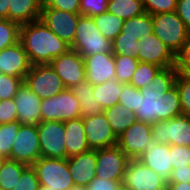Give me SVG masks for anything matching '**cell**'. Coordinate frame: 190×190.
Masks as SVG:
<instances>
[{
    "instance_id": "obj_33",
    "label": "cell",
    "mask_w": 190,
    "mask_h": 190,
    "mask_svg": "<svg viewBox=\"0 0 190 190\" xmlns=\"http://www.w3.org/2000/svg\"><path fill=\"white\" fill-rule=\"evenodd\" d=\"M21 123L16 120L8 124H0V157L8 158L11 154L13 141L18 133Z\"/></svg>"
},
{
    "instance_id": "obj_18",
    "label": "cell",
    "mask_w": 190,
    "mask_h": 190,
    "mask_svg": "<svg viewBox=\"0 0 190 190\" xmlns=\"http://www.w3.org/2000/svg\"><path fill=\"white\" fill-rule=\"evenodd\" d=\"M84 59L85 79L95 86L115 79V61L113 53H100Z\"/></svg>"
},
{
    "instance_id": "obj_36",
    "label": "cell",
    "mask_w": 190,
    "mask_h": 190,
    "mask_svg": "<svg viewBox=\"0 0 190 190\" xmlns=\"http://www.w3.org/2000/svg\"><path fill=\"white\" fill-rule=\"evenodd\" d=\"M139 96H142L139 89H136L131 84H124L119 98V104L135 114L139 108Z\"/></svg>"
},
{
    "instance_id": "obj_38",
    "label": "cell",
    "mask_w": 190,
    "mask_h": 190,
    "mask_svg": "<svg viewBox=\"0 0 190 190\" xmlns=\"http://www.w3.org/2000/svg\"><path fill=\"white\" fill-rule=\"evenodd\" d=\"M175 85L179 93L182 115H188L190 114V80L178 71Z\"/></svg>"
},
{
    "instance_id": "obj_5",
    "label": "cell",
    "mask_w": 190,
    "mask_h": 190,
    "mask_svg": "<svg viewBox=\"0 0 190 190\" xmlns=\"http://www.w3.org/2000/svg\"><path fill=\"white\" fill-rule=\"evenodd\" d=\"M152 19L154 27L153 34L175 56L190 35L186 25L176 12L152 15Z\"/></svg>"
},
{
    "instance_id": "obj_23",
    "label": "cell",
    "mask_w": 190,
    "mask_h": 190,
    "mask_svg": "<svg viewBox=\"0 0 190 190\" xmlns=\"http://www.w3.org/2000/svg\"><path fill=\"white\" fill-rule=\"evenodd\" d=\"M142 62L161 68L174 67L175 56L157 36L151 34L142 44Z\"/></svg>"
},
{
    "instance_id": "obj_41",
    "label": "cell",
    "mask_w": 190,
    "mask_h": 190,
    "mask_svg": "<svg viewBox=\"0 0 190 190\" xmlns=\"http://www.w3.org/2000/svg\"><path fill=\"white\" fill-rule=\"evenodd\" d=\"M170 153L173 169L190 166V147L170 145Z\"/></svg>"
},
{
    "instance_id": "obj_48",
    "label": "cell",
    "mask_w": 190,
    "mask_h": 190,
    "mask_svg": "<svg viewBox=\"0 0 190 190\" xmlns=\"http://www.w3.org/2000/svg\"><path fill=\"white\" fill-rule=\"evenodd\" d=\"M190 64V35L186 42L182 45L179 52L175 55V65Z\"/></svg>"
},
{
    "instance_id": "obj_7",
    "label": "cell",
    "mask_w": 190,
    "mask_h": 190,
    "mask_svg": "<svg viewBox=\"0 0 190 190\" xmlns=\"http://www.w3.org/2000/svg\"><path fill=\"white\" fill-rule=\"evenodd\" d=\"M41 121H67L81 118V107L72 90L66 88L52 98L42 100Z\"/></svg>"
},
{
    "instance_id": "obj_28",
    "label": "cell",
    "mask_w": 190,
    "mask_h": 190,
    "mask_svg": "<svg viewBox=\"0 0 190 190\" xmlns=\"http://www.w3.org/2000/svg\"><path fill=\"white\" fill-rule=\"evenodd\" d=\"M116 79H111L105 83L93 86V95L103 109L113 107L119 104V98L122 92L123 85Z\"/></svg>"
},
{
    "instance_id": "obj_9",
    "label": "cell",
    "mask_w": 190,
    "mask_h": 190,
    "mask_svg": "<svg viewBox=\"0 0 190 190\" xmlns=\"http://www.w3.org/2000/svg\"><path fill=\"white\" fill-rule=\"evenodd\" d=\"M151 126L153 142L190 147V123L187 115L157 121Z\"/></svg>"
},
{
    "instance_id": "obj_22",
    "label": "cell",
    "mask_w": 190,
    "mask_h": 190,
    "mask_svg": "<svg viewBox=\"0 0 190 190\" xmlns=\"http://www.w3.org/2000/svg\"><path fill=\"white\" fill-rule=\"evenodd\" d=\"M67 159L74 184L86 187L95 178L96 150L90 149Z\"/></svg>"
},
{
    "instance_id": "obj_2",
    "label": "cell",
    "mask_w": 190,
    "mask_h": 190,
    "mask_svg": "<svg viewBox=\"0 0 190 190\" xmlns=\"http://www.w3.org/2000/svg\"><path fill=\"white\" fill-rule=\"evenodd\" d=\"M31 65L49 64L71 47L56 36L41 19L20 25V39Z\"/></svg>"
},
{
    "instance_id": "obj_20",
    "label": "cell",
    "mask_w": 190,
    "mask_h": 190,
    "mask_svg": "<svg viewBox=\"0 0 190 190\" xmlns=\"http://www.w3.org/2000/svg\"><path fill=\"white\" fill-rule=\"evenodd\" d=\"M31 64L22 43L0 50V73L9 77H18L23 81L29 72Z\"/></svg>"
},
{
    "instance_id": "obj_47",
    "label": "cell",
    "mask_w": 190,
    "mask_h": 190,
    "mask_svg": "<svg viewBox=\"0 0 190 190\" xmlns=\"http://www.w3.org/2000/svg\"><path fill=\"white\" fill-rule=\"evenodd\" d=\"M167 183H190V166L174 168Z\"/></svg>"
},
{
    "instance_id": "obj_8",
    "label": "cell",
    "mask_w": 190,
    "mask_h": 190,
    "mask_svg": "<svg viewBox=\"0 0 190 190\" xmlns=\"http://www.w3.org/2000/svg\"><path fill=\"white\" fill-rule=\"evenodd\" d=\"M41 100L52 98L66 89L50 64L31 65L23 81Z\"/></svg>"
},
{
    "instance_id": "obj_6",
    "label": "cell",
    "mask_w": 190,
    "mask_h": 190,
    "mask_svg": "<svg viewBox=\"0 0 190 190\" xmlns=\"http://www.w3.org/2000/svg\"><path fill=\"white\" fill-rule=\"evenodd\" d=\"M40 185L53 190H69L74 184L67 158L40 157L33 163Z\"/></svg>"
},
{
    "instance_id": "obj_37",
    "label": "cell",
    "mask_w": 190,
    "mask_h": 190,
    "mask_svg": "<svg viewBox=\"0 0 190 190\" xmlns=\"http://www.w3.org/2000/svg\"><path fill=\"white\" fill-rule=\"evenodd\" d=\"M22 83L21 78L0 74V101L13 99Z\"/></svg>"
},
{
    "instance_id": "obj_50",
    "label": "cell",
    "mask_w": 190,
    "mask_h": 190,
    "mask_svg": "<svg viewBox=\"0 0 190 190\" xmlns=\"http://www.w3.org/2000/svg\"><path fill=\"white\" fill-rule=\"evenodd\" d=\"M9 0H0V19H8Z\"/></svg>"
},
{
    "instance_id": "obj_42",
    "label": "cell",
    "mask_w": 190,
    "mask_h": 190,
    "mask_svg": "<svg viewBox=\"0 0 190 190\" xmlns=\"http://www.w3.org/2000/svg\"><path fill=\"white\" fill-rule=\"evenodd\" d=\"M108 0H80V14L93 17L107 11Z\"/></svg>"
},
{
    "instance_id": "obj_12",
    "label": "cell",
    "mask_w": 190,
    "mask_h": 190,
    "mask_svg": "<svg viewBox=\"0 0 190 190\" xmlns=\"http://www.w3.org/2000/svg\"><path fill=\"white\" fill-rule=\"evenodd\" d=\"M152 144L151 124L138 120L118 137L117 142L129 159H138Z\"/></svg>"
},
{
    "instance_id": "obj_49",
    "label": "cell",
    "mask_w": 190,
    "mask_h": 190,
    "mask_svg": "<svg viewBox=\"0 0 190 190\" xmlns=\"http://www.w3.org/2000/svg\"><path fill=\"white\" fill-rule=\"evenodd\" d=\"M166 190H190V183H167Z\"/></svg>"
},
{
    "instance_id": "obj_46",
    "label": "cell",
    "mask_w": 190,
    "mask_h": 190,
    "mask_svg": "<svg viewBox=\"0 0 190 190\" xmlns=\"http://www.w3.org/2000/svg\"><path fill=\"white\" fill-rule=\"evenodd\" d=\"M175 12L190 32V0H177Z\"/></svg>"
},
{
    "instance_id": "obj_11",
    "label": "cell",
    "mask_w": 190,
    "mask_h": 190,
    "mask_svg": "<svg viewBox=\"0 0 190 190\" xmlns=\"http://www.w3.org/2000/svg\"><path fill=\"white\" fill-rule=\"evenodd\" d=\"M40 157L37 125L21 124L8 158L32 166Z\"/></svg>"
},
{
    "instance_id": "obj_52",
    "label": "cell",
    "mask_w": 190,
    "mask_h": 190,
    "mask_svg": "<svg viewBox=\"0 0 190 190\" xmlns=\"http://www.w3.org/2000/svg\"><path fill=\"white\" fill-rule=\"evenodd\" d=\"M69 190H87L85 186L73 185Z\"/></svg>"
},
{
    "instance_id": "obj_53",
    "label": "cell",
    "mask_w": 190,
    "mask_h": 190,
    "mask_svg": "<svg viewBox=\"0 0 190 190\" xmlns=\"http://www.w3.org/2000/svg\"><path fill=\"white\" fill-rule=\"evenodd\" d=\"M37 190H53V189H51V187L48 186L39 185Z\"/></svg>"
},
{
    "instance_id": "obj_45",
    "label": "cell",
    "mask_w": 190,
    "mask_h": 190,
    "mask_svg": "<svg viewBox=\"0 0 190 190\" xmlns=\"http://www.w3.org/2000/svg\"><path fill=\"white\" fill-rule=\"evenodd\" d=\"M122 181H112L95 177L87 186V190H116Z\"/></svg>"
},
{
    "instance_id": "obj_43",
    "label": "cell",
    "mask_w": 190,
    "mask_h": 190,
    "mask_svg": "<svg viewBox=\"0 0 190 190\" xmlns=\"http://www.w3.org/2000/svg\"><path fill=\"white\" fill-rule=\"evenodd\" d=\"M18 120L14 99L0 101V124H8Z\"/></svg>"
},
{
    "instance_id": "obj_51",
    "label": "cell",
    "mask_w": 190,
    "mask_h": 190,
    "mask_svg": "<svg viewBox=\"0 0 190 190\" xmlns=\"http://www.w3.org/2000/svg\"><path fill=\"white\" fill-rule=\"evenodd\" d=\"M174 67L187 79L190 80V64L189 65H174Z\"/></svg>"
},
{
    "instance_id": "obj_54",
    "label": "cell",
    "mask_w": 190,
    "mask_h": 190,
    "mask_svg": "<svg viewBox=\"0 0 190 190\" xmlns=\"http://www.w3.org/2000/svg\"><path fill=\"white\" fill-rule=\"evenodd\" d=\"M116 190H129V189L123 183H121Z\"/></svg>"
},
{
    "instance_id": "obj_39",
    "label": "cell",
    "mask_w": 190,
    "mask_h": 190,
    "mask_svg": "<svg viewBox=\"0 0 190 190\" xmlns=\"http://www.w3.org/2000/svg\"><path fill=\"white\" fill-rule=\"evenodd\" d=\"M145 12L156 15L176 11L177 0H142Z\"/></svg>"
},
{
    "instance_id": "obj_24",
    "label": "cell",
    "mask_w": 190,
    "mask_h": 190,
    "mask_svg": "<svg viewBox=\"0 0 190 190\" xmlns=\"http://www.w3.org/2000/svg\"><path fill=\"white\" fill-rule=\"evenodd\" d=\"M43 0H9L8 19L19 25L40 19Z\"/></svg>"
},
{
    "instance_id": "obj_32",
    "label": "cell",
    "mask_w": 190,
    "mask_h": 190,
    "mask_svg": "<svg viewBox=\"0 0 190 190\" xmlns=\"http://www.w3.org/2000/svg\"><path fill=\"white\" fill-rule=\"evenodd\" d=\"M115 79L121 83L129 84L134 72L137 70L139 60L125 55L114 56Z\"/></svg>"
},
{
    "instance_id": "obj_40",
    "label": "cell",
    "mask_w": 190,
    "mask_h": 190,
    "mask_svg": "<svg viewBox=\"0 0 190 190\" xmlns=\"http://www.w3.org/2000/svg\"><path fill=\"white\" fill-rule=\"evenodd\" d=\"M40 183L35 169L28 166L21 174V177L12 190H37Z\"/></svg>"
},
{
    "instance_id": "obj_17",
    "label": "cell",
    "mask_w": 190,
    "mask_h": 190,
    "mask_svg": "<svg viewBox=\"0 0 190 190\" xmlns=\"http://www.w3.org/2000/svg\"><path fill=\"white\" fill-rule=\"evenodd\" d=\"M50 66L61 78L66 88L71 89L85 79L84 59L74 50H69L53 59Z\"/></svg>"
},
{
    "instance_id": "obj_31",
    "label": "cell",
    "mask_w": 190,
    "mask_h": 190,
    "mask_svg": "<svg viewBox=\"0 0 190 190\" xmlns=\"http://www.w3.org/2000/svg\"><path fill=\"white\" fill-rule=\"evenodd\" d=\"M92 18L99 31L111 42L121 33L125 21L108 11L94 15Z\"/></svg>"
},
{
    "instance_id": "obj_1",
    "label": "cell",
    "mask_w": 190,
    "mask_h": 190,
    "mask_svg": "<svg viewBox=\"0 0 190 190\" xmlns=\"http://www.w3.org/2000/svg\"><path fill=\"white\" fill-rule=\"evenodd\" d=\"M178 70L175 67L161 68L152 82L140 88L139 108L136 120L153 124L182 115L179 93L175 85Z\"/></svg>"
},
{
    "instance_id": "obj_16",
    "label": "cell",
    "mask_w": 190,
    "mask_h": 190,
    "mask_svg": "<svg viewBox=\"0 0 190 190\" xmlns=\"http://www.w3.org/2000/svg\"><path fill=\"white\" fill-rule=\"evenodd\" d=\"M86 140L91 150L117 145L118 138L113 133L104 113L82 117Z\"/></svg>"
},
{
    "instance_id": "obj_30",
    "label": "cell",
    "mask_w": 190,
    "mask_h": 190,
    "mask_svg": "<svg viewBox=\"0 0 190 190\" xmlns=\"http://www.w3.org/2000/svg\"><path fill=\"white\" fill-rule=\"evenodd\" d=\"M107 11L124 20L145 13L142 0H108Z\"/></svg>"
},
{
    "instance_id": "obj_35",
    "label": "cell",
    "mask_w": 190,
    "mask_h": 190,
    "mask_svg": "<svg viewBox=\"0 0 190 190\" xmlns=\"http://www.w3.org/2000/svg\"><path fill=\"white\" fill-rule=\"evenodd\" d=\"M20 25L9 19H0V50L19 42Z\"/></svg>"
},
{
    "instance_id": "obj_13",
    "label": "cell",
    "mask_w": 190,
    "mask_h": 190,
    "mask_svg": "<svg viewBox=\"0 0 190 190\" xmlns=\"http://www.w3.org/2000/svg\"><path fill=\"white\" fill-rule=\"evenodd\" d=\"M127 155L117 146L96 150L95 177L123 181L129 162Z\"/></svg>"
},
{
    "instance_id": "obj_21",
    "label": "cell",
    "mask_w": 190,
    "mask_h": 190,
    "mask_svg": "<svg viewBox=\"0 0 190 190\" xmlns=\"http://www.w3.org/2000/svg\"><path fill=\"white\" fill-rule=\"evenodd\" d=\"M138 160L168 182L173 170L169 144L153 142Z\"/></svg>"
},
{
    "instance_id": "obj_55",
    "label": "cell",
    "mask_w": 190,
    "mask_h": 190,
    "mask_svg": "<svg viewBox=\"0 0 190 190\" xmlns=\"http://www.w3.org/2000/svg\"><path fill=\"white\" fill-rule=\"evenodd\" d=\"M187 117H188V120H189V123H190V114H188Z\"/></svg>"
},
{
    "instance_id": "obj_44",
    "label": "cell",
    "mask_w": 190,
    "mask_h": 190,
    "mask_svg": "<svg viewBox=\"0 0 190 190\" xmlns=\"http://www.w3.org/2000/svg\"><path fill=\"white\" fill-rule=\"evenodd\" d=\"M42 6L70 13H80V0H43Z\"/></svg>"
},
{
    "instance_id": "obj_14",
    "label": "cell",
    "mask_w": 190,
    "mask_h": 190,
    "mask_svg": "<svg viewBox=\"0 0 190 190\" xmlns=\"http://www.w3.org/2000/svg\"><path fill=\"white\" fill-rule=\"evenodd\" d=\"M122 183L129 190H166L167 181L138 159H130Z\"/></svg>"
},
{
    "instance_id": "obj_3",
    "label": "cell",
    "mask_w": 190,
    "mask_h": 190,
    "mask_svg": "<svg viewBox=\"0 0 190 190\" xmlns=\"http://www.w3.org/2000/svg\"><path fill=\"white\" fill-rule=\"evenodd\" d=\"M153 32L152 15L147 12L125 20L121 33L112 41L113 55L135 57L142 62V44Z\"/></svg>"
},
{
    "instance_id": "obj_10",
    "label": "cell",
    "mask_w": 190,
    "mask_h": 190,
    "mask_svg": "<svg viewBox=\"0 0 190 190\" xmlns=\"http://www.w3.org/2000/svg\"><path fill=\"white\" fill-rule=\"evenodd\" d=\"M37 130L41 157L67 158L63 121H41Z\"/></svg>"
},
{
    "instance_id": "obj_25",
    "label": "cell",
    "mask_w": 190,
    "mask_h": 190,
    "mask_svg": "<svg viewBox=\"0 0 190 190\" xmlns=\"http://www.w3.org/2000/svg\"><path fill=\"white\" fill-rule=\"evenodd\" d=\"M64 129L67 158L90 150L86 140L82 117L64 121Z\"/></svg>"
},
{
    "instance_id": "obj_27",
    "label": "cell",
    "mask_w": 190,
    "mask_h": 190,
    "mask_svg": "<svg viewBox=\"0 0 190 190\" xmlns=\"http://www.w3.org/2000/svg\"><path fill=\"white\" fill-rule=\"evenodd\" d=\"M103 113L117 138L136 121L135 114L120 104L104 109Z\"/></svg>"
},
{
    "instance_id": "obj_15",
    "label": "cell",
    "mask_w": 190,
    "mask_h": 190,
    "mask_svg": "<svg viewBox=\"0 0 190 190\" xmlns=\"http://www.w3.org/2000/svg\"><path fill=\"white\" fill-rule=\"evenodd\" d=\"M80 15V13H70L42 6L40 19L56 36L60 37L71 47Z\"/></svg>"
},
{
    "instance_id": "obj_26",
    "label": "cell",
    "mask_w": 190,
    "mask_h": 190,
    "mask_svg": "<svg viewBox=\"0 0 190 190\" xmlns=\"http://www.w3.org/2000/svg\"><path fill=\"white\" fill-rule=\"evenodd\" d=\"M81 107V117H91L104 112L93 95V85L86 80L71 88Z\"/></svg>"
},
{
    "instance_id": "obj_4",
    "label": "cell",
    "mask_w": 190,
    "mask_h": 190,
    "mask_svg": "<svg viewBox=\"0 0 190 190\" xmlns=\"http://www.w3.org/2000/svg\"><path fill=\"white\" fill-rule=\"evenodd\" d=\"M82 58L100 53H112V42L97 28L92 17L80 15L71 46Z\"/></svg>"
},
{
    "instance_id": "obj_29",
    "label": "cell",
    "mask_w": 190,
    "mask_h": 190,
    "mask_svg": "<svg viewBox=\"0 0 190 190\" xmlns=\"http://www.w3.org/2000/svg\"><path fill=\"white\" fill-rule=\"evenodd\" d=\"M27 167L18 161L3 158L0 162V190H12Z\"/></svg>"
},
{
    "instance_id": "obj_19",
    "label": "cell",
    "mask_w": 190,
    "mask_h": 190,
    "mask_svg": "<svg viewBox=\"0 0 190 190\" xmlns=\"http://www.w3.org/2000/svg\"><path fill=\"white\" fill-rule=\"evenodd\" d=\"M13 99L17 109L18 121L21 124L38 125L41 122L42 100L24 82L18 88Z\"/></svg>"
},
{
    "instance_id": "obj_34",
    "label": "cell",
    "mask_w": 190,
    "mask_h": 190,
    "mask_svg": "<svg viewBox=\"0 0 190 190\" xmlns=\"http://www.w3.org/2000/svg\"><path fill=\"white\" fill-rule=\"evenodd\" d=\"M161 70V67L151 64L139 62L137 70L134 72L131 84L136 89L145 88L147 84H150L154 76Z\"/></svg>"
}]
</instances>
